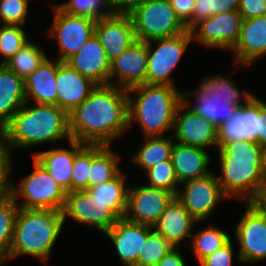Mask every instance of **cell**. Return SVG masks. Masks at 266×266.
I'll return each instance as SVG.
<instances>
[{
	"mask_svg": "<svg viewBox=\"0 0 266 266\" xmlns=\"http://www.w3.org/2000/svg\"><path fill=\"white\" fill-rule=\"evenodd\" d=\"M82 142L75 140L69 141L71 148H53L45 151L34 152V158L41 164L52 178L57 182L61 189L66 193L71 192L72 166L75 154L84 146Z\"/></svg>",
	"mask_w": 266,
	"mask_h": 266,
	"instance_id": "cb8c5ba5",
	"label": "cell"
},
{
	"mask_svg": "<svg viewBox=\"0 0 266 266\" xmlns=\"http://www.w3.org/2000/svg\"><path fill=\"white\" fill-rule=\"evenodd\" d=\"M209 154L207 150L200 147L175 142L171 152V162L178 182L181 184L211 173V170H208L211 163Z\"/></svg>",
	"mask_w": 266,
	"mask_h": 266,
	"instance_id": "484cf974",
	"label": "cell"
},
{
	"mask_svg": "<svg viewBox=\"0 0 266 266\" xmlns=\"http://www.w3.org/2000/svg\"><path fill=\"white\" fill-rule=\"evenodd\" d=\"M234 248L233 242L230 240L222 248L214 251L209 256L205 257L200 263V266H233Z\"/></svg>",
	"mask_w": 266,
	"mask_h": 266,
	"instance_id": "7bdbcfd3",
	"label": "cell"
},
{
	"mask_svg": "<svg viewBox=\"0 0 266 266\" xmlns=\"http://www.w3.org/2000/svg\"><path fill=\"white\" fill-rule=\"evenodd\" d=\"M179 249V247H174L155 266H187Z\"/></svg>",
	"mask_w": 266,
	"mask_h": 266,
	"instance_id": "c3c4849f",
	"label": "cell"
},
{
	"mask_svg": "<svg viewBox=\"0 0 266 266\" xmlns=\"http://www.w3.org/2000/svg\"><path fill=\"white\" fill-rule=\"evenodd\" d=\"M66 63L97 85L109 84L111 62L96 35L88 39Z\"/></svg>",
	"mask_w": 266,
	"mask_h": 266,
	"instance_id": "7402d4cb",
	"label": "cell"
},
{
	"mask_svg": "<svg viewBox=\"0 0 266 266\" xmlns=\"http://www.w3.org/2000/svg\"><path fill=\"white\" fill-rule=\"evenodd\" d=\"M62 214L64 223L69 217L76 223L90 225L102 233L109 231L121 218L109 207V203L94 199L87 190L66 193Z\"/></svg>",
	"mask_w": 266,
	"mask_h": 266,
	"instance_id": "7c38bea8",
	"label": "cell"
},
{
	"mask_svg": "<svg viewBox=\"0 0 266 266\" xmlns=\"http://www.w3.org/2000/svg\"><path fill=\"white\" fill-rule=\"evenodd\" d=\"M25 103L24 80L0 64V131Z\"/></svg>",
	"mask_w": 266,
	"mask_h": 266,
	"instance_id": "4316f807",
	"label": "cell"
},
{
	"mask_svg": "<svg viewBox=\"0 0 266 266\" xmlns=\"http://www.w3.org/2000/svg\"><path fill=\"white\" fill-rule=\"evenodd\" d=\"M121 157L112 150L111 145L91 144V167L88 188L101 185L114 179L120 172Z\"/></svg>",
	"mask_w": 266,
	"mask_h": 266,
	"instance_id": "83f0119b",
	"label": "cell"
},
{
	"mask_svg": "<svg viewBox=\"0 0 266 266\" xmlns=\"http://www.w3.org/2000/svg\"><path fill=\"white\" fill-rule=\"evenodd\" d=\"M57 59L48 57L25 80L26 102L57 106Z\"/></svg>",
	"mask_w": 266,
	"mask_h": 266,
	"instance_id": "d4e9b609",
	"label": "cell"
},
{
	"mask_svg": "<svg viewBox=\"0 0 266 266\" xmlns=\"http://www.w3.org/2000/svg\"><path fill=\"white\" fill-rule=\"evenodd\" d=\"M173 248L163 236L153 230L144 241V247L138 256V266H155Z\"/></svg>",
	"mask_w": 266,
	"mask_h": 266,
	"instance_id": "f35d334b",
	"label": "cell"
},
{
	"mask_svg": "<svg viewBox=\"0 0 266 266\" xmlns=\"http://www.w3.org/2000/svg\"><path fill=\"white\" fill-rule=\"evenodd\" d=\"M240 0H210V17L225 12L236 11Z\"/></svg>",
	"mask_w": 266,
	"mask_h": 266,
	"instance_id": "bcb514c9",
	"label": "cell"
},
{
	"mask_svg": "<svg viewBox=\"0 0 266 266\" xmlns=\"http://www.w3.org/2000/svg\"><path fill=\"white\" fill-rule=\"evenodd\" d=\"M172 133L175 142L187 146L207 149L216 145L218 149V128L201 115L196 114L182 101L175 112Z\"/></svg>",
	"mask_w": 266,
	"mask_h": 266,
	"instance_id": "9a60e30c",
	"label": "cell"
},
{
	"mask_svg": "<svg viewBox=\"0 0 266 266\" xmlns=\"http://www.w3.org/2000/svg\"><path fill=\"white\" fill-rule=\"evenodd\" d=\"M0 64H4L27 42L28 37L22 25H0Z\"/></svg>",
	"mask_w": 266,
	"mask_h": 266,
	"instance_id": "8d00e7d4",
	"label": "cell"
},
{
	"mask_svg": "<svg viewBox=\"0 0 266 266\" xmlns=\"http://www.w3.org/2000/svg\"><path fill=\"white\" fill-rule=\"evenodd\" d=\"M191 238L193 240L189 246L199 263L232 239L226 231L212 225L199 230L196 234H192Z\"/></svg>",
	"mask_w": 266,
	"mask_h": 266,
	"instance_id": "836d02e7",
	"label": "cell"
},
{
	"mask_svg": "<svg viewBox=\"0 0 266 266\" xmlns=\"http://www.w3.org/2000/svg\"><path fill=\"white\" fill-rule=\"evenodd\" d=\"M263 101L253 95L218 130V147L236 140H257L263 122Z\"/></svg>",
	"mask_w": 266,
	"mask_h": 266,
	"instance_id": "e0dca14e",
	"label": "cell"
},
{
	"mask_svg": "<svg viewBox=\"0 0 266 266\" xmlns=\"http://www.w3.org/2000/svg\"><path fill=\"white\" fill-rule=\"evenodd\" d=\"M63 225L60 210L19 208L8 257L0 265L20 255H29L46 263Z\"/></svg>",
	"mask_w": 266,
	"mask_h": 266,
	"instance_id": "5b68a950",
	"label": "cell"
},
{
	"mask_svg": "<svg viewBox=\"0 0 266 266\" xmlns=\"http://www.w3.org/2000/svg\"><path fill=\"white\" fill-rule=\"evenodd\" d=\"M236 82L223 75L207 76L201 80L198 90L207 95H212L214 99L223 104H237L239 107L246 103L253 94L248 91L240 92Z\"/></svg>",
	"mask_w": 266,
	"mask_h": 266,
	"instance_id": "4dcf8cb0",
	"label": "cell"
},
{
	"mask_svg": "<svg viewBox=\"0 0 266 266\" xmlns=\"http://www.w3.org/2000/svg\"><path fill=\"white\" fill-rule=\"evenodd\" d=\"M32 171L27 176L19 179L18 185L13 184L11 195L17 201L21 198L22 209H56L62 211L66 192L60 188L57 182L34 158Z\"/></svg>",
	"mask_w": 266,
	"mask_h": 266,
	"instance_id": "52a82bcc",
	"label": "cell"
},
{
	"mask_svg": "<svg viewBox=\"0 0 266 266\" xmlns=\"http://www.w3.org/2000/svg\"><path fill=\"white\" fill-rule=\"evenodd\" d=\"M210 17V0H195L192 14V28L200 21Z\"/></svg>",
	"mask_w": 266,
	"mask_h": 266,
	"instance_id": "7dc6e473",
	"label": "cell"
},
{
	"mask_svg": "<svg viewBox=\"0 0 266 266\" xmlns=\"http://www.w3.org/2000/svg\"><path fill=\"white\" fill-rule=\"evenodd\" d=\"M95 35L103 46L109 61L118 57L136 40L129 14L114 13L96 20Z\"/></svg>",
	"mask_w": 266,
	"mask_h": 266,
	"instance_id": "d6986e66",
	"label": "cell"
},
{
	"mask_svg": "<svg viewBox=\"0 0 266 266\" xmlns=\"http://www.w3.org/2000/svg\"><path fill=\"white\" fill-rule=\"evenodd\" d=\"M198 223L184 205L174 197L153 226V230L163 236L173 247H180L183 240L192 237V229Z\"/></svg>",
	"mask_w": 266,
	"mask_h": 266,
	"instance_id": "603a6c76",
	"label": "cell"
},
{
	"mask_svg": "<svg viewBox=\"0 0 266 266\" xmlns=\"http://www.w3.org/2000/svg\"><path fill=\"white\" fill-rule=\"evenodd\" d=\"M153 227L120 218L116 224L104 233L114 244L116 253L124 266H138V256L144 247Z\"/></svg>",
	"mask_w": 266,
	"mask_h": 266,
	"instance_id": "ac0fdd59",
	"label": "cell"
},
{
	"mask_svg": "<svg viewBox=\"0 0 266 266\" xmlns=\"http://www.w3.org/2000/svg\"><path fill=\"white\" fill-rule=\"evenodd\" d=\"M218 151L220 173L217 179L230 199L253 202L263 183L261 170L262 147L255 140L222 143Z\"/></svg>",
	"mask_w": 266,
	"mask_h": 266,
	"instance_id": "7a4b0ae2",
	"label": "cell"
},
{
	"mask_svg": "<svg viewBox=\"0 0 266 266\" xmlns=\"http://www.w3.org/2000/svg\"><path fill=\"white\" fill-rule=\"evenodd\" d=\"M138 41L149 42L187 31L169 0H147L129 13Z\"/></svg>",
	"mask_w": 266,
	"mask_h": 266,
	"instance_id": "8992f818",
	"label": "cell"
},
{
	"mask_svg": "<svg viewBox=\"0 0 266 266\" xmlns=\"http://www.w3.org/2000/svg\"><path fill=\"white\" fill-rule=\"evenodd\" d=\"M176 198L197 222H203L214 214L215 209L226 199L217 175L211 172L205 176L191 179L180 184ZM223 200V201H222Z\"/></svg>",
	"mask_w": 266,
	"mask_h": 266,
	"instance_id": "30bf717a",
	"label": "cell"
},
{
	"mask_svg": "<svg viewBox=\"0 0 266 266\" xmlns=\"http://www.w3.org/2000/svg\"><path fill=\"white\" fill-rule=\"evenodd\" d=\"M175 195L167 190L137 185L128 188L125 218L131 222L154 226Z\"/></svg>",
	"mask_w": 266,
	"mask_h": 266,
	"instance_id": "5bb4252c",
	"label": "cell"
},
{
	"mask_svg": "<svg viewBox=\"0 0 266 266\" xmlns=\"http://www.w3.org/2000/svg\"><path fill=\"white\" fill-rule=\"evenodd\" d=\"M57 106L68 114L97 87L91 79L57 59Z\"/></svg>",
	"mask_w": 266,
	"mask_h": 266,
	"instance_id": "44dd1931",
	"label": "cell"
},
{
	"mask_svg": "<svg viewBox=\"0 0 266 266\" xmlns=\"http://www.w3.org/2000/svg\"><path fill=\"white\" fill-rule=\"evenodd\" d=\"M182 96L183 101L189 108L210 121L217 128L229 120L239 108L237 104H223V102L214 99L212 95L203 94L198 89L193 92H184ZM187 96L195 97L196 105Z\"/></svg>",
	"mask_w": 266,
	"mask_h": 266,
	"instance_id": "f1b7e54d",
	"label": "cell"
},
{
	"mask_svg": "<svg viewBox=\"0 0 266 266\" xmlns=\"http://www.w3.org/2000/svg\"><path fill=\"white\" fill-rule=\"evenodd\" d=\"M127 175L121 171L114 179L101 185L88 188L89 194L100 202L109 203L121 218L125 216L128 198Z\"/></svg>",
	"mask_w": 266,
	"mask_h": 266,
	"instance_id": "1f68e13d",
	"label": "cell"
},
{
	"mask_svg": "<svg viewBox=\"0 0 266 266\" xmlns=\"http://www.w3.org/2000/svg\"><path fill=\"white\" fill-rule=\"evenodd\" d=\"M56 5L65 13L99 20L113 13L110 0H67Z\"/></svg>",
	"mask_w": 266,
	"mask_h": 266,
	"instance_id": "d590c367",
	"label": "cell"
},
{
	"mask_svg": "<svg viewBox=\"0 0 266 266\" xmlns=\"http://www.w3.org/2000/svg\"><path fill=\"white\" fill-rule=\"evenodd\" d=\"M17 202L12 195L0 197V264L8 257L19 212Z\"/></svg>",
	"mask_w": 266,
	"mask_h": 266,
	"instance_id": "e575fe53",
	"label": "cell"
},
{
	"mask_svg": "<svg viewBox=\"0 0 266 266\" xmlns=\"http://www.w3.org/2000/svg\"><path fill=\"white\" fill-rule=\"evenodd\" d=\"M11 147L0 131V197L11 195L13 189V181H11V171L13 165V157Z\"/></svg>",
	"mask_w": 266,
	"mask_h": 266,
	"instance_id": "b9f144b4",
	"label": "cell"
},
{
	"mask_svg": "<svg viewBox=\"0 0 266 266\" xmlns=\"http://www.w3.org/2000/svg\"><path fill=\"white\" fill-rule=\"evenodd\" d=\"M246 204L235 227L234 237L240 246L236 258L243 264H255L266 259V211L253 202Z\"/></svg>",
	"mask_w": 266,
	"mask_h": 266,
	"instance_id": "8fae6325",
	"label": "cell"
},
{
	"mask_svg": "<svg viewBox=\"0 0 266 266\" xmlns=\"http://www.w3.org/2000/svg\"><path fill=\"white\" fill-rule=\"evenodd\" d=\"M144 174L149 181V183L145 185L170 191L176 196L180 183L178 182L171 161L158 163L152 168H149Z\"/></svg>",
	"mask_w": 266,
	"mask_h": 266,
	"instance_id": "74e56055",
	"label": "cell"
},
{
	"mask_svg": "<svg viewBox=\"0 0 266 266\" xmlns=\"http://www.w3.org/2000/svg\"><path fill=\"white\" fill-rule=\"evenodd\" d=\"M147 59V42L135 40L128 49L111 61L109 85L128 90L145 84Z\"/></svg>",
	"mask_w": 266,
	"mask_h": 266,
	"instance_id": "2e32d148",
	"label": "cell"
},
{
	"mask_svg": "<svg viewBox=\"0 0 266 266\" xmlns=\"http://www.w3.org/2000/svg\"><path fill=\"white\" fill-rule=\"evenodd\" d=\"M147 0H110L113 13L129 14L135 7Z\"/></svg>",
	"mask_w": 266,
	"mask_h": 266,
	"instance_id": "681fc988",
	"label": "cell"
},
{
	"mask_svg": "<svg viewBox=\"0 0 266 266\" xmlns=\"http://www.w3.org/2000/svg\"><path fill=\"white\" fill-rule=\"evenodd\" d=\"M91 167V144H85L76 154L72 166L71 191L87 190Z\"/></svg>",
	"mask_w": 266,
	"mask_h": 266,
	"instance_id": "ab89813d",
	"label": "cell"
},
{
	"mask_svg": "<svg viewBox=\"0 0 266 266\" xmlns=\"http://www.w3.org/2000/svg\"><path fill=\"white\" fill-rule=\"evenodd\" d=\"M242 21L243 18L238 10L212 15L198 22L190 30L192 40L205 48L230 51L238 40Z\"/></svg>",
	"mask_w": 266,
	"mask_h": 266,
	"instance_id": "4fadbf2b",
	"label": "cell"
},
{
	"mask_svg": "<svg viewBox=\"0 0 266 266\" xmlns=\"http://www.w3.org/2000/svg\"><path fill=\"white\" fill-rule=\"evenodd\" d=\"M172 136H146L143 145L132 156V162L146 172L149 168L164 161H171V152L174 146Z\"/></svg>",
	"mask_w": 266,
	"mask_h": 266,
	"instance_id": "f546056e",
	"label": "cell"
},
{
	"mask_svg": "<svg viewBox=\"0 0 266 266\" xmlns=\"http://www.w3.org/2000/svg\"><path fill=\"white\" fill-rule=\"evenodd\" d=\"M30 103L26 102L1 129L12 151L61 139L72 140L65 110L56 105Z\"/></svg>",
	"mask_w": 266,
	"mask_h": 266,
	"instance_id": "3957f363",
	"label": "cell"
},
{
	"mask_svg": "<svg viewBox=\"0 0 266 266\" xmlns=\"http://www.w3.org/2000/svg\"><path fill=\"white\" fill-rule=\"evenodd\" d=\"M176 15L186 25L187 30L192 29V14L195 0H169Z\"/></svg>",
	"mask_w": 266,
	"mask_h": 266,
	"instance_id": "f6af8a7d",
	"label": "cell"
},
{
	"mask_svg": "<svg viewBox=\"0 0 266 266\" xmlns=\"http://www.w3.org/2000/svg\"><path fill=\"white\" fill-rule=\"evenodd\" d=\"M263 122L261 132H258L256 142L263 148L266 147V102L263 101Z\"/></svg>",
	"mask_w": 266,
	"mask_h": 266,
	"instance_id": "816d5d0a",
	"label": "cell"
},
{
	"mask_svg": "<svg viewBox=\"0 0 266 266\" xmlns=\"http://www.w3.org/2000/svg\"><path fill=\"white\" fill-rule=\"evenodd\" d=\"M192 42V34L189 30L173 37L147 42L146 83L177 87V83L171 77L172 72L177 68ZM152 43H157L156 48Z\"/></svg>",
	"mask_w": 266,
	"mask_h": 266,
	"instance_id": "ba28073f",
	"label": "cell"
},
{
	"mask_svg": "<svg viewBox=\"0 0 266 266\" xmlns=\"http://www.w3.org/2000/svg\"><path fill=\"white\" fill-rule=\"evenodd\" d=\"M178 89L169 85L147 83L128 89V130L136 122L143 137L164 136L163 134L171 131L176 109L183 101Z\"/></svg>",
	"mask_w": 266,
	"mask_h": 266,
	"instance_id": "277c9868",
	"label": "cell"
},
{
	"mask_svg": "<svg viewBox=\"0 0 266 266\" xmlns=\"http://www.w3.org/2000/svg\"><path fill=\"white\" fill-rule=\"evenodd\" d=\"M28 4V0H0L1 23L24 26L29 14Z\"/></svg>",
	"mask_w": 266,
	"mask_h": 266,
	"instance_id": "60d3db41",
	"label": "cell"
},
{
	"mask_svg": "<svg viewBox=\"0 0 266 266\" xmlns=\"http://www.w3.org/2000/svg\"><path fill=\"white\" fill-rule=\"evenodd\" d=\"M72 140L84 144L111 145L129 130L127 90L114 85H97L69 114Z\"/></svg>",
	"mask_w": 266,
	"mask_h": 266,
	"instance_id": "6da1fadb",
	"label": "cell"
},
{
	"mask_svg": "<svg viewBox=\"0 0 266 266\" xmlns=\"http://www.w3.org/2000/svg\"><path fill=\"white\" fill-rule=\"evenodd\" d=\"M253 203L260 209L266 211V178L263 179V183L259 191V194L256 197V199L253 201Z\"/></svg>",
	"mask_w": 266,
	"mask_h": 266,
	"instance_id": "f907efd6",
	"label": "cell"
},
{
	"mask_svg": "<svg viewBox=\"0 0 266 266\" xmlns=\"http://www.w3.org/2000/svg\"><path fill=\"white\" fill-rule=\"evenodd\" d=\"M53 12L49 36L57 40L59 61L66 62L75 55L84 43L95 35L96 20L86 16L71 15L63 12L56 4L51 6Z\"/></svg>",
	"mask_w": 266,
	"mask_h": 266,
	"instance_id": "9c48e42d",
	"label": "cell"
},
{
	"mask_svg": "<svg viewBox=\"0 0 266 266\" xmlns=\"http://www.w3.org/2000/svg\"><path fill=\"white\" fill-rule=\"evenodd\" d=\"M47 57L34 41L29 40L4 65L25 80Z\"/></svg>",
	"mask_w": 266,
	"mask_h": 266,
	"instance_id": "d6a6232c",
	"label": "cell"
},
{
	"mask_svg": "<svg viewBox=\"0 0 266 266\" xmlns=\"http://www.w3.org/2000/svg\"><path fill=\"white\" fill-rule=\"evenodd\" d=\"M261 170H262V176L265 179L266 178V147H263L261 151Z\"/></svg>",
	"mask_w": 266,
	"mask_h": 266,
	"instance_id": "f5cc1de1",
	"label": "cell"
},
{
	"mask_svg": "<svg viewBox=\"0 0 266 266\" xmlns=\"http://www.w3.org/2000/svg\"><path fill=\"white\" fill-rule=\"evenodd\" d=\"M238 11L243 19L265 16L266 0H240Z\"/></svg>",
	"mask_w": 266,
	"mask_h": 266,
	"instance_id": "ee69618b",
	"label": "cell"
},
{
	"mask_svg": "<svg viewBox=\"0 0 266 266\" xmlns=\"http://www.w3.org/2000/svg\"><path fill=\"white\" fill-rule=\"evenodd\" d=\"M230 51H234L237 66H252L266 55V15L243 19L238 40Z\"/></svg>",
	"mask_w": 266,
	"mask_h": 266,
	"instance_id": "ffe728a7",
	"label": "cell"
}]
</instances>
